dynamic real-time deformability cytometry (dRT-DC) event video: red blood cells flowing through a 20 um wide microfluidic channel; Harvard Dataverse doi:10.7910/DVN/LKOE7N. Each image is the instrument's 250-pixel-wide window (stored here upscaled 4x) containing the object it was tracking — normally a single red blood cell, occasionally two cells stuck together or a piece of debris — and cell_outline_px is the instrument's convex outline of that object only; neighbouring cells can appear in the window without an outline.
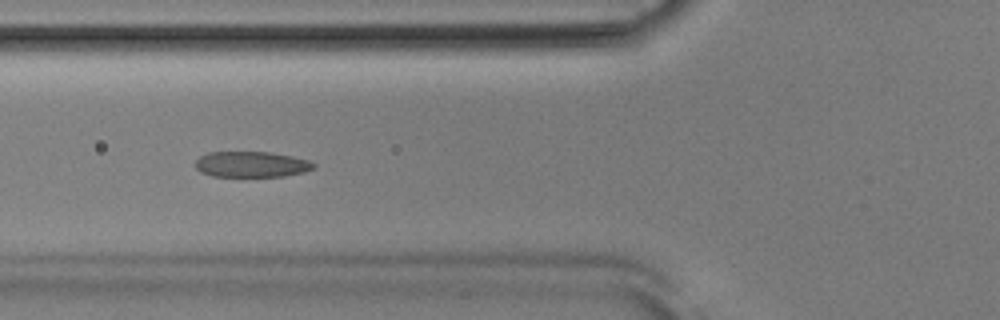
{"species": "Egyptian fruit bat (a non-hibernating species)", "species_latin": "Rousettus aegyptiacus", "temperature_condition": "room temperature", "stored_images_in_passage": 40, "camera_frame_rate_fps": 3000, "um_per_image_px": 0.085, "animal": {"sex": "male"}, "frame": {"image": 1, "passage_image": 7, "time_ms": 2.0, "image_size_px": [1000, 320], "cell_outline_px": [[316, 168], [304, 172], [284, 176], [212, 176], [200, 172], [196, 168], [196, 160], [200, 156], [208, 152], [272, 152], [292, 156], [308, 160], [316, 164]], "centroid_in_image_um": [21.39, 13.96], "position_along_channel_um": 104.4, "area_um2": 17.8}}
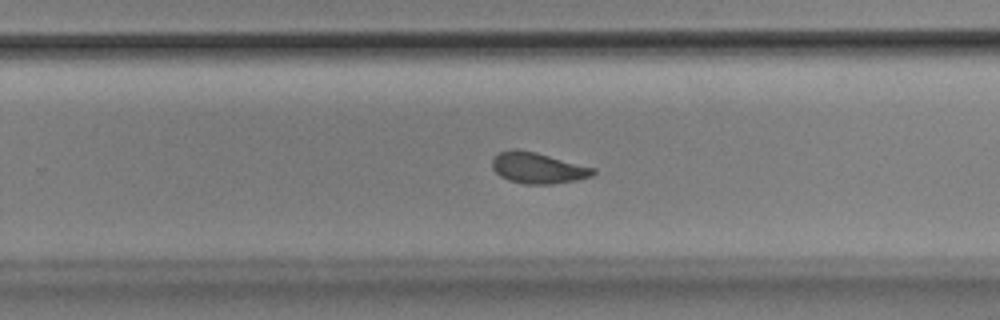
{"frame": {"image": 2, "passage_image": 21, "time_ms": 6.667, "image_size_px": [1000, 320], "cell_outline_px": [[596, 172], [592, 176], [576, 180], [552, 184], [524, 184], [508, 180], [500, 176], [492, 168], [492, 160], [500, 152], [512, 148], [516, 148], [536, 152], [596, 168]], "centroid_in_image_um": [45.72, 14.27], "position_along_channel_um": 284.1, "area_um2": 18.32}}
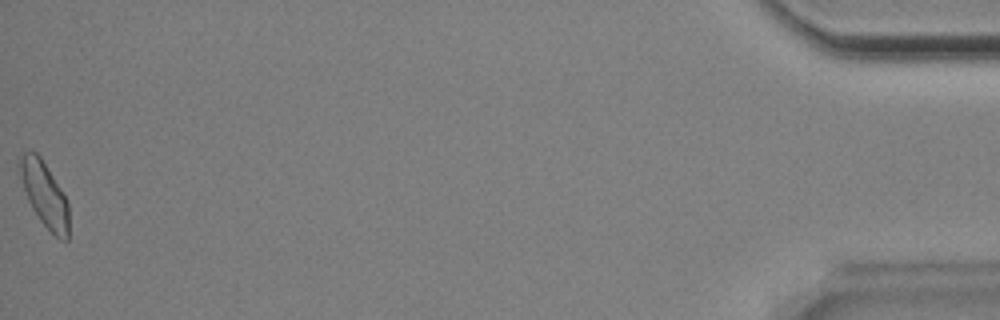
{"frame": {"image": 3, "passage_image": 40, "time_ms": 13.0, "image_size_px": [1000, 320], "cell_outline_px": [[68, 240], [60, 240], [40, 220], [32, 208], [28, 200], [16, 164], [20, 156], [24, 152], [36, 152], [40, 156], [60, 188], [68, 204]], "centroid_in_image_um": [3.75, 16.49], "position_along_channel_um": 431.5, "area_um2": 18.26}, "authors_computed_cell_mechanics": {"area_um2": 18.2648, "velocity_mm_per_s": 3.849, "shape_relaxation_time_tau1_ms": 2.9353, "shape_relaxation_time_tau2_ms": 1.5468, "deformation_change_tau1": 0.1264, "deformation_change_tau2": 0.0767}}